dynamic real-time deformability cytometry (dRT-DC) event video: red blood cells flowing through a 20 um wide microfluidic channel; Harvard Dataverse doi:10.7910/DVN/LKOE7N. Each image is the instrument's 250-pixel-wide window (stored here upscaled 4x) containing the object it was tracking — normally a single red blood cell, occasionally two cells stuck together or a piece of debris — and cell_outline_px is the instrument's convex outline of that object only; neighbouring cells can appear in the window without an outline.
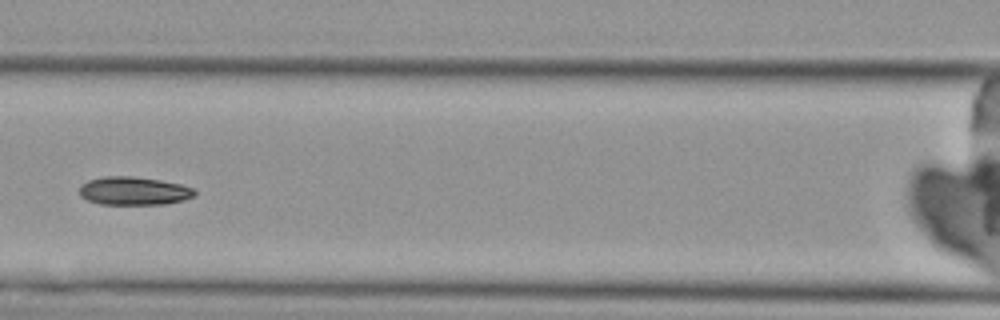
{"species": "Egyptian fruit bat (a non-hibernating species)", "species_latin": "Rousettus aegyptiacus", "temperature_condition": "cold", "stored_images_in_passage": 5, "camera_frame_rate_fps": 3000, "um_per_image_px": 0.085, "animal": {"sex": "female"}, "frame": {"image": 1, "passage_image": 3, "time_ms": 2.333, "image_size_px": [1000, 320], "cell_outline_px": [[196, 196], [184, 200], [164, 204], [100, 204], [88, 200], [80, 196], [80, 184], [88, 180], [104, 176], [132, 176], [160, 180], [180, 184], [192, 188], [196, 192]], "centroid_in_image_um": [11.37, 16.22], "position_along_channel_um": 155.2, "area_um2": 19.02}}
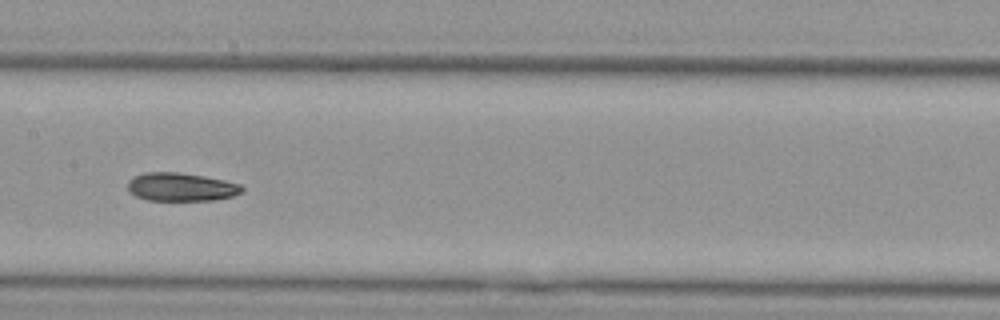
{"frame": {"image": 2, "passage_image": 4, "time_ms": 3.333, "image_size_px": [1000, 320], "cell_outline_px": [[244, 192], [232, 196], [212, 200], [148, 200], [136, 196], [128, 188], [128, 180], [132, 176], [144, 172], [176, 172], [224, 180], [240, 184], [244, 188]], "centroid_in_image_um": [15.38, 15.89], "position_along_channel_um": 192.0, "area_um2": 18.73}}
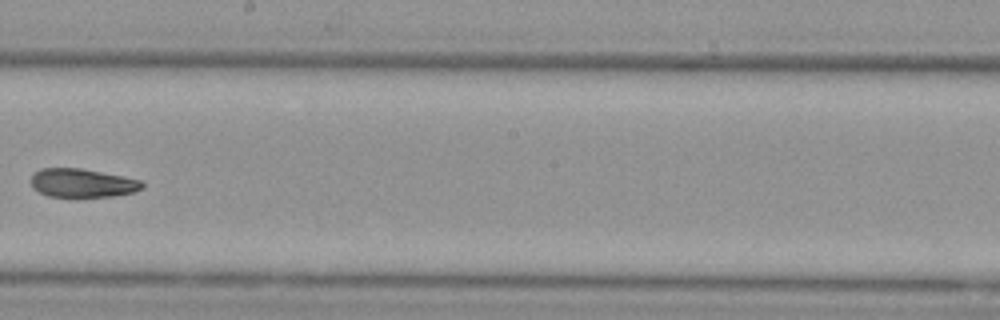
{"frame": {"image": 3, "passage_image": 5, "time_ms": 4.667, "image_size_px": [1000, 320], "cell_outline_px": [[144, 188], [132, 192], [112, 196], [48, 196], [32, 188], [32, 176], [40, 168], [80, 168], [124, 176], [140, 180], [144, 184]], "centroid_in_image_um": [7.01, 15.54], "position_along_channel_um": 241.2, "area_um2": 18.32}}